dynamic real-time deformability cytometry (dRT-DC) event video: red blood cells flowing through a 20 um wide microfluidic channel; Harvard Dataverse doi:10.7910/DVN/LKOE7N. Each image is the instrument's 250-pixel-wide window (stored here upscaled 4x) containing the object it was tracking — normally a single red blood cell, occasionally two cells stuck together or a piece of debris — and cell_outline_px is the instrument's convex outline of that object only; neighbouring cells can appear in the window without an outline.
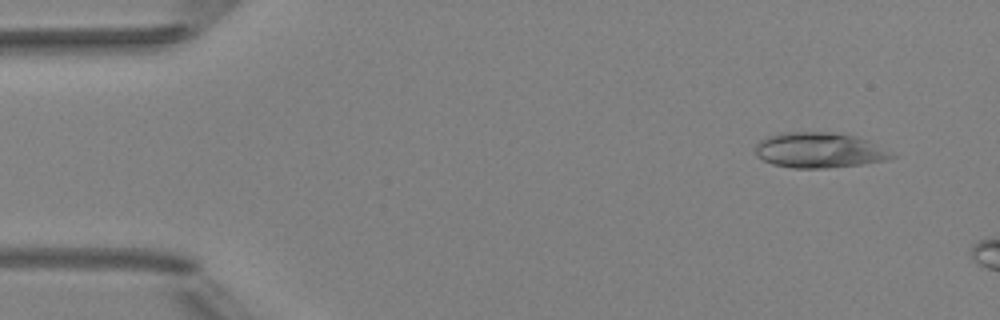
{"species": "Egyptian fruit bat (a non-hibernating species)", "species_latin": "Rousettus aegyptiacus", "temperature_condition": "room temperature", "stored_images_in_passage": 4, "camera_frame_rate_fps": 3000, "um_per_image_px": 0.085, "animal": {"sex": "female"}, "frame": {"image": 1, "passage_image": 2, "time_ms": 1.0, "image_size_px": [1000, 320], "cell_outline_px": [[896, 156], [888, 160], [860, 164], [828, 168], [792, 168], [772, 164], [756, 156], [756, 144], [760, 140], [768, 136], [780, 132], [836, 132], [856, 136], [868, 140]], "centroid_in_image_um": [69.6, 12.76], "position_along_channel_um": 15.4, "area_um2": 28.09}}